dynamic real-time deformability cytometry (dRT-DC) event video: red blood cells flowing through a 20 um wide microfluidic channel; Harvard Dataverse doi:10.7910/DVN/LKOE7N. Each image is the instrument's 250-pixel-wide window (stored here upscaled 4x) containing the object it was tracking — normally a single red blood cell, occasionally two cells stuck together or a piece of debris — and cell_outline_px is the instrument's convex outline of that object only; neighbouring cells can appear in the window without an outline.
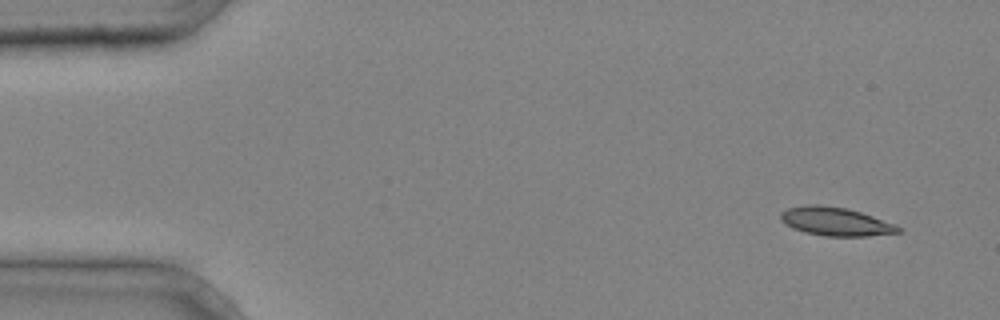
{"species": "common noctule bat (a hibernating species)", "species_latin": "Nyctalus noctula", "temperature_condition": "cold", "stored_images_in_passage": 39, "camera_frame_rate_fps": 3000, "um_per_image_px": 0.085, "animal": {"sex": "male", "body_mass_g": 20.4}, "frame": {"image": 1, "passage_image": 1, "time_ms": 0.0, "image_size_px": [1000, 320], "cell_outline_px": [[900, 232], [868, 236], [824, 236], [804, 232], [792, 228], [780, 220], [780, 212], [788, 208], [808, 204], [816, 204], [848, 208], [896, 224], [900, 228]], "centroid_in_image_um": [70.99, 18.82], "position_along_channel_um": 14.0, "area_um2": 19.54}}
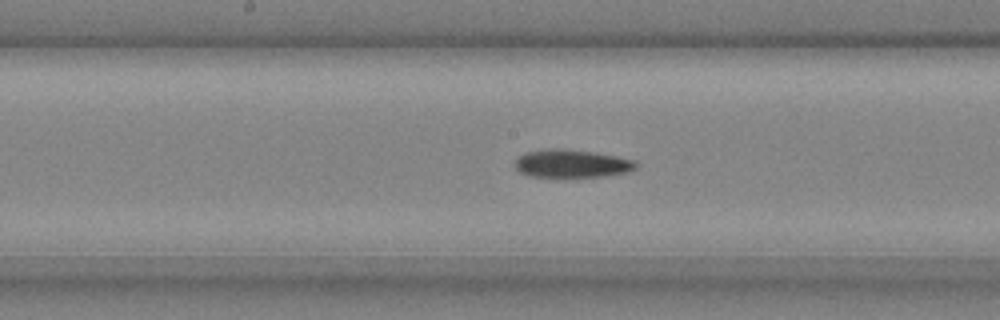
{"frame": {"image": 2, "passage_image": 20, "time_ms": 6.333, "image_size_px": [1000, 320], "cell_outline_px": [[640, 164], [636, 168], [628, 172], [600, 176], [528, 176], [520, 172], [512, 164], [524, 152], [548, 148], [560, 148], [592, 152], [616, 156], [636, 160]], "centroid_in_image_um": [48.59, 13.89], "position_along_channel_um": 199.6, "area_um2": 19.71}}
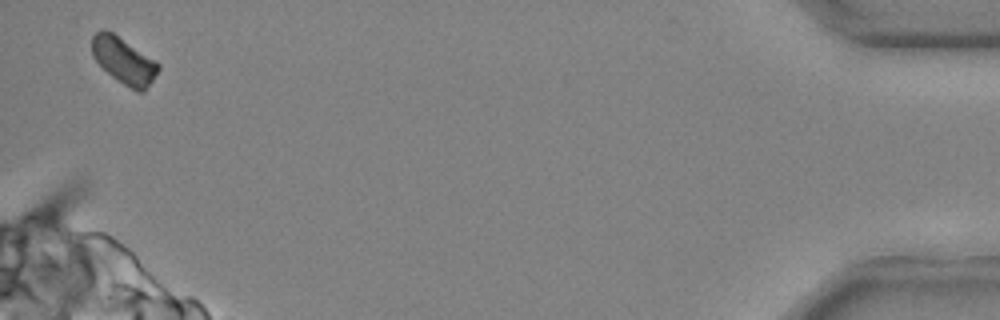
{"frame": {"image": 3, "passage_image": 39, "time_ms": 12.667, "image_size_px": [1000, 320], "cell_outline_px": [[160, 68], [144, 92], [136, 92], [112, 76], [92, 56], [92, 36], [96, 32], [112, 32], [156, 60], [160, 64]], "centroid_in_image_um": [10.56, 5.18], "position_along_channel_um": 424.6, "area_um2": 17.57}}